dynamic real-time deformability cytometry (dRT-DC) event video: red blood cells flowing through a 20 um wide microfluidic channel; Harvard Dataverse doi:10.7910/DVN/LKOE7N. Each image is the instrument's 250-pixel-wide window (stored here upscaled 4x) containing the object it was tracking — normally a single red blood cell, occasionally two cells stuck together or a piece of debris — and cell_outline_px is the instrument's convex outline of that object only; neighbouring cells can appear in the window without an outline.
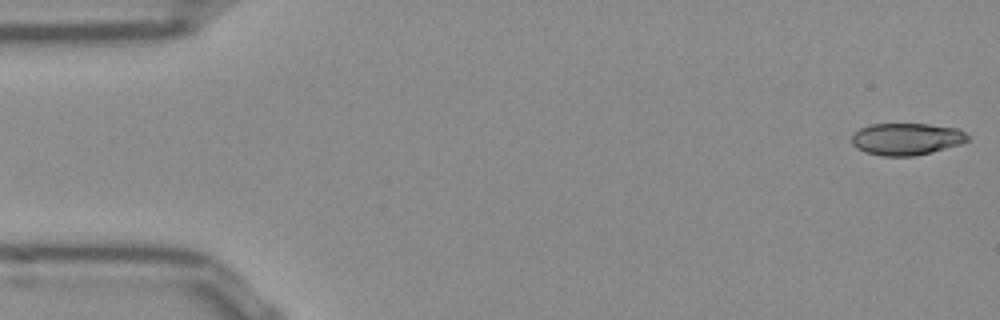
{"species": "Egyptian fruit bat (a non-hibernating species)", "species_latin": "Rousettus aegyptiacus", "temperature_condition": "room temperature", "stored_images_in_passage": 51, "camera_frame_rate_fps": 3000, "um_per_image_px": 0.085, "frame": {"image": 1, "passage_image": 1, "time_ms": 0.0, "image_size_px": [1000, 320], "cell_outline_px": [[968, 140], [960, 144], [932, 152], [916, 156], [880, 156], [864, 152], [856, 148], [852, 144], [852, 132], [860, 128], [872, 124], [928, 124], [960, 128], [968, 136]], "centroid_in_image_um": [77.03, 11.82], "position_along_channel_um": 8.0, "area_um2": 21.85}}
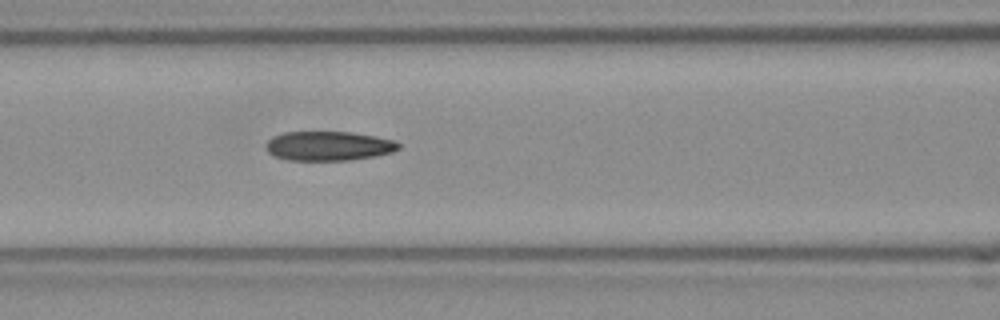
{"frame": {"image": 2, "passage_image": 21, "time_ms": 6.667, "image_size_px": [1000, 320], "cell_outline_px": [[400, 148], [392, 152], [376, 156], [348, 160], [288, 160], [276, 156], [268, 152], [264, 144], [272, 136], [284, 132], [352, 132], [376, 136], [392, 140], [400, 144]], "centroid_in_image_um": [27.91, 12.4], "position_along_channel_um": 138.7, "area_um2": 22.72}}
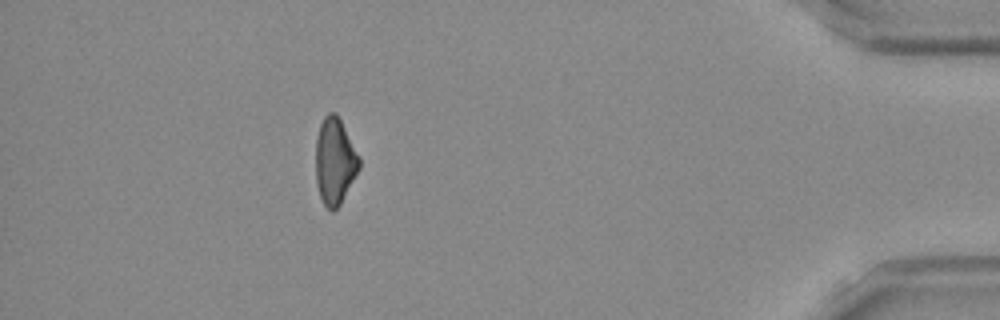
{"frame": {"image": 3, "passage_image": 46, "time_ms": 15.0, "image_size_px": [1000, 320], "cell_outline_px": [[360, 168], [340, 204], [332, 212], [324, 204], [320, 196], [316, 180], [316, 136], [320, 124], [324, 116], [328, 112], [336, 112], [360, 156]], "centroid_in_image_um": [28.46, 13.67], "position_along_channel_um": 406.7, "area_um2": 21.91}, "authors_computed_cell_mechanics": {"area_um2": 22.7154, "velocity_mm_per_s": 3.8958, "shape_relaxation_time_tau1_ms": 9.6243, "shape_relaxation_time_tau2_ms": 7.4211, "deformation_change_tau1": 0.2056, "deformation_change_tau2": 0.1797}}